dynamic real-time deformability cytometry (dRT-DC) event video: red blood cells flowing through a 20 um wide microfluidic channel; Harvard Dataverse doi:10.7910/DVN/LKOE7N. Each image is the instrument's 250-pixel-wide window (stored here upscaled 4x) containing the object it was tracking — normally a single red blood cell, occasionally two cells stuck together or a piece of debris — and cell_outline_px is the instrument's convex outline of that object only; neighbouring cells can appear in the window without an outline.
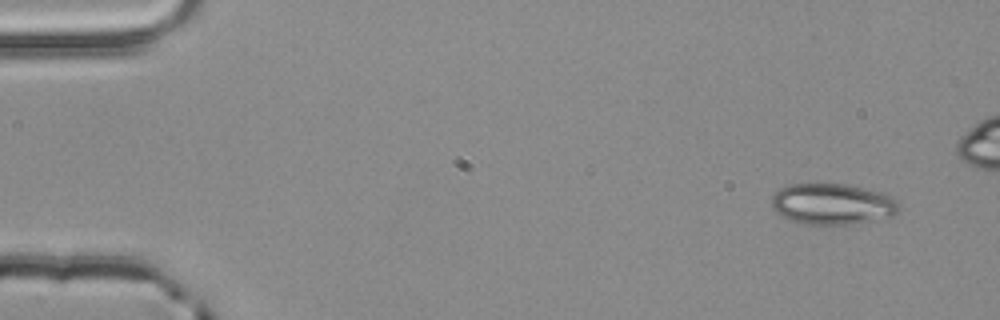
{"species": "common noctule bat (a hibernating species)", "species_latin": "Nyctalus noctula", "temperature_condition": "room temperature", "stored_images_in_passage": 4, "camera_frame_rate_fps": 3000, "um_per_image_px": 0.085, "animal": {"sex": "male", "body_mass_g": 20.4}, "frame": {"image": 1, "passage_image": 4, "time_ms": 1.0, "image_size_px": [1000, 320], "cell_outline_px": [[900, 208], [892, 216], [852, 224], [808, 224], [788, 220], [776, 212], [772, 208], [772, 196], [780, 188], [788, 184], [848, 184], [884, 192], [892, 196], [900, 204]], "centroid_in_image_um": [70.77, 17.33], "position_along_channel_um": 14.2, "area_um2": 30.63}}